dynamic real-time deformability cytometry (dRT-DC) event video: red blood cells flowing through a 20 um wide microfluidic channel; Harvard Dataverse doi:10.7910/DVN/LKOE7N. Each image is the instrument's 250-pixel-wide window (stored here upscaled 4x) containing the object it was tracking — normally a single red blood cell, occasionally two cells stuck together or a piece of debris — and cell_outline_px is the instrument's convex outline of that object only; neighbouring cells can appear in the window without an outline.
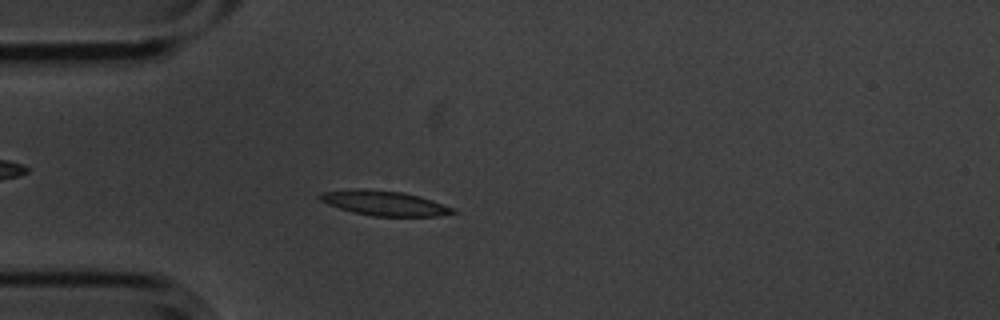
{"species": "common noctule bat (a hibernating species)", "species_latin": "Nyctalus noctula", "temperature_condition": "cold", "stored_images_in_passage": 4, "camera_frame_rate_fps": 3000, "um_per_image_px": 0.085, "animal": {"sex": "male", "body_mass_g": 20.1, "forearm_length_mm": 53.5}, "frame": {"image": 1, "passage_image": 4, "time_ms": 1.0, "image_size_px": [1000, 320], "cell_outline_px": [[460, 212], [436, 216], [372, 216], [352, 212], [328, 204], [320, 200], [316, 196], [320, 192], [356, 188], [360, 188], [404, 192], [420, 196], [456, 208]], "centroid_in_image_um": [32.68, 17.26], "position_along_channel_um": 52.3, "area_um2": 19.48}}